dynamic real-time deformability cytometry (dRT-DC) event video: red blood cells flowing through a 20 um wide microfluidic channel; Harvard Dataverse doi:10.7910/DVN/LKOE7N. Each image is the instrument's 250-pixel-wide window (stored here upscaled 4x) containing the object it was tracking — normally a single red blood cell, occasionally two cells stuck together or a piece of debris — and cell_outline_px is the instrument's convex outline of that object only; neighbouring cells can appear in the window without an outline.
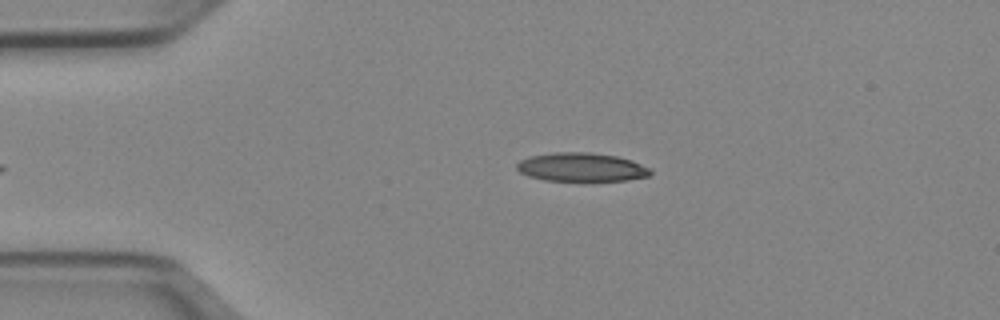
{"species": "Egyptian fruit bat (a non-hibernating species)", "species_latin": "Rousettus aegyptiacus", "temperature_condition": "cold", "stored_images_in_passage": 36, "camera_frame_rate_fps": 3000, "um_per_image_px": 0.085, "animal": {"sex": "female"}, "frame": {"image": 1, "passage_image": 2, "time_ms": 0.333, "image_size_px": [1000, 320], "cell_outline_px": [[652, 172], [648, 176], [628, 180], [544, 180], [528, 176], [520, 172], [516, 168], [516, 164], [520, 160], [528, 156], [552, 152], [592, 152], [616, 156], [632, 160], [648, 168]], "centroid_in_image_um": [49.37, 14.19], "position_along_channel_um": 35.6, "area_um2": 22.25}}
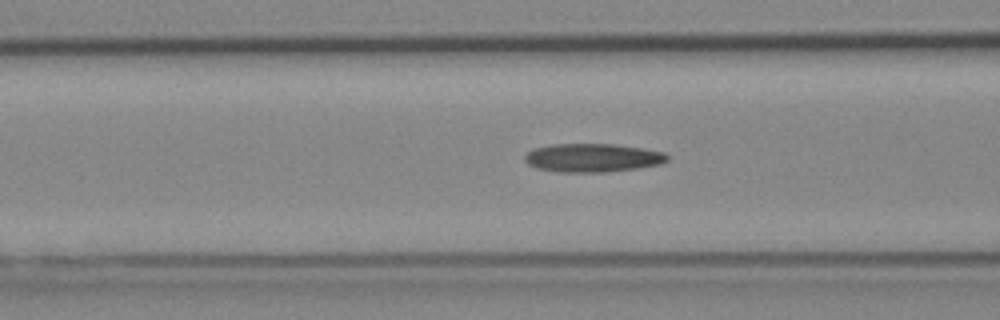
{"frame": {"image": 2, "passage_image": 11, "time_ms": 3.333, "image_size_px": [1000, 320], "cell_outline_px": [[668, 160], [660, 164], [640, 168], [604, 172], [556, 172], [536, 168], [528, 164], [524, 160], [524, 156], [532, 148], [552, 144], [616, 144], [644, 148], [664, 152], [668, 156]], "centroid_in_image_um": [50.36, 13.41], "position_along_channel_um": 116.2, "area_um2": 23.93}}
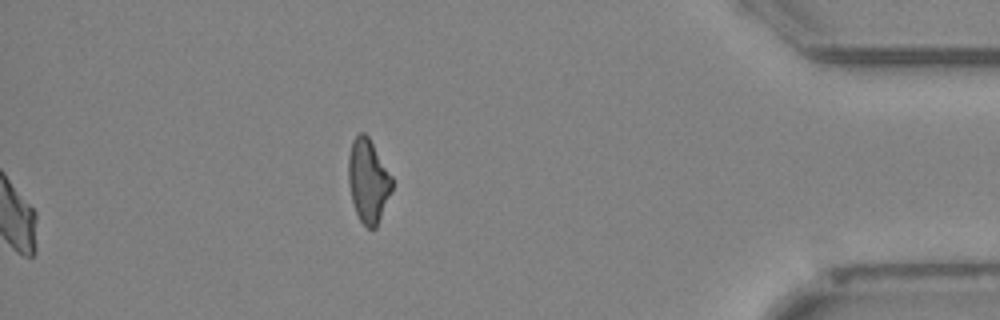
{"frame": {"image": 3, "passage_image": 36, "time_ms": 11.667, "image_size_px": [1000, 320], "cell_outline_px": [[392, 188], [376, 228], [368, 228], [360, 220], [356, 212], [352, 200], [348, 184], [348, 156], [352, 140], [360, 132], [364, 132], [368, 136], [392, 176]], "centroid_in_image_um": [31.27, 15.34], "position_along_channel_um": 403.9, "area_um2": 21.04}, "authors_computed_cell_mechanics": {"area_um2": 22.5998, "velocity_mm_per_s": 3.9676, "shape_relaxation_time_tau1_ms": 7.916, "shape_relaxation_time_tau2_ms": 6.2026, "deformation_change_tau1": 0.2254, "deformation_change_tau2": 0.1957}}